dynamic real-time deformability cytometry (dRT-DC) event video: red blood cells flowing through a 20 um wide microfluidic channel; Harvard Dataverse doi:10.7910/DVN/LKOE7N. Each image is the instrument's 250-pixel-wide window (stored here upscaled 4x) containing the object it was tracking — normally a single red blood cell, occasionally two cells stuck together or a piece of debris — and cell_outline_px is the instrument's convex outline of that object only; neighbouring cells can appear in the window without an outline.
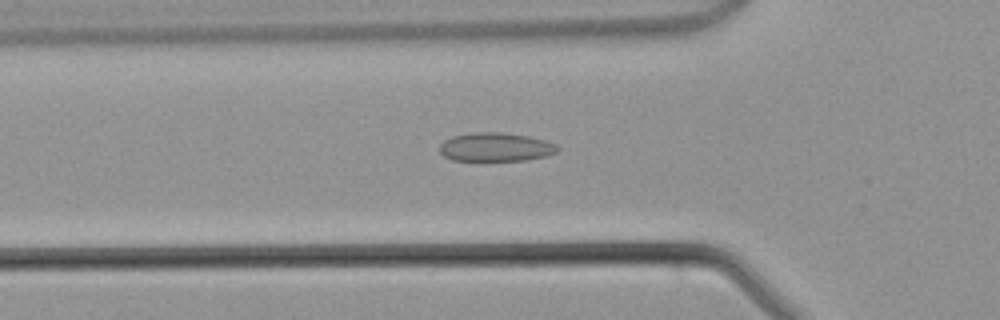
{"species": "common noctule bat (a hibernating species)", "species_latin": "Nyctalus noctula", "temperature_condition": "warm", "stored_images_in_passage": 40, "camera_frame_rate_fps": 3000, "um_per_image_px": 0.085, "animal": {"sex": "male", "body_mass_g": 21.5, "forearm_length_mm": 52.0}, "frame": {"image": 1, "passage_image": 13, "time_ms": 4.0, "image_size_px": [1000, 320], "cell_outline_px": [[560, 148], [556, 152], [548, 156], [528, 160], [452, 160], [444, 156], [440, 152], [440, 144], [444, 140], [452, 136], [472, 132], [500, 132], [528, 136], [544, 140], [556, 144]], "centroid_in_image_um": [42.14, 12.5], "position_along_channel_um": 83.7, "area_um2": 19.77}}
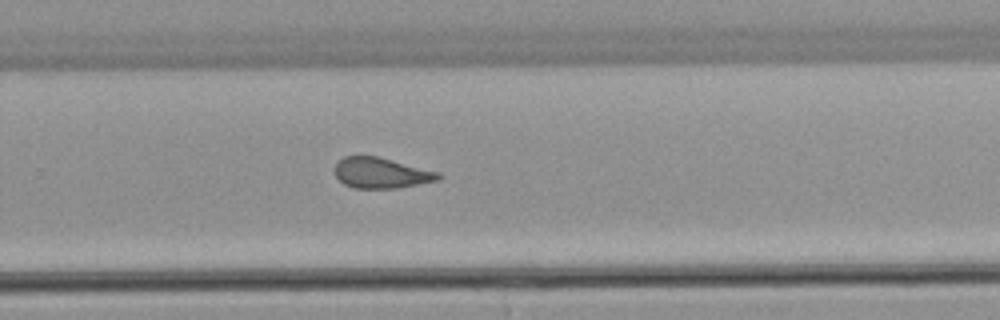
{"frame": {"image": 2, "passage_image": 27, "time_ms": 8.667, "image_size_px": [1000, 320], "cell_outline_px": [[444, 176], [440, 180], [396, 188], [352, 188], [344, 184], [336, 176], [336, 164], [344, 156], [380, 156], [440, 172]], "centroid_in_image_um": [32.46, 14.7], "position_along_channel_um": 297.3, "area_um2": 18.61}}
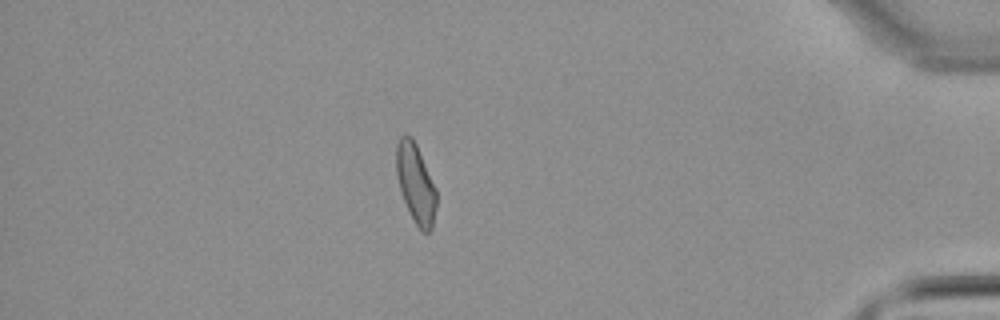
{"frame": {"image": 3, "passage_image": 37, "time_ms": 12.0, "image_size_px": [1000, 320], "cell_outline_px": [[436, 208], [432, 228], [428, 232], [420, 232], [400, 192], [396, 176], [396, 144], [400, 136], [404, 132], [412, 136], [416, 144], [436, 188]], "centroid_in_image_um": [35.32, 15.55], "position_along_channel_um": 399.9, "area_um2": 18.61}}